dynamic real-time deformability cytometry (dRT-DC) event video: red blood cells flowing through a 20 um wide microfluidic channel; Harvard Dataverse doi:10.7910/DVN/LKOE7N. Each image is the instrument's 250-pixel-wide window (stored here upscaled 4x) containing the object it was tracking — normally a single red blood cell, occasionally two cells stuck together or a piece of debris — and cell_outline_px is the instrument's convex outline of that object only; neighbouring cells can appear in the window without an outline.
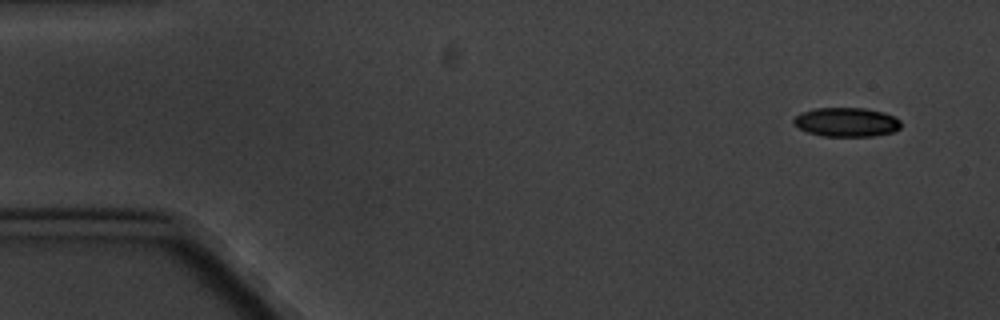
{"species": "common noctule bat (a hibernating species)", "species_latin": "Nyctalus noctula", "temperature_condition": "cold", "stored_images_in_passage": 6, "camera_frame_rate_fps": 3000, "um_per_image_px": 0.085, "animal": {"sex": "male", "body_mass_g": 20.1, "forearm_length_mm": 53.5}, "frame": {"image": 1, "passage_image": 1, "time_ms": 0.0, "image_size_px": [1000, 320], "cell_outline_px": [[900, 128], [892, 132], [872, 136], [824, 136], [808, 132], [800, 128], [792, 120], [800, 112], [816, 108], [864, 108], [884, 112], [900, 120]], "centroid_in_image_um": [71.95, 10.37], "position_along_channel_um": 13.1, "area_um2": 18.03}}
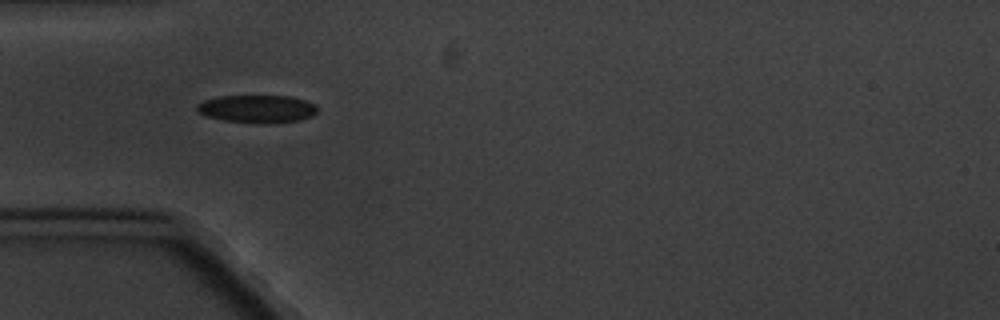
{"frame": {"image": 2, "passage_image": 5, "time_ms": 4.667, "image_size_px": [1000, 320], "cell_outline_px": [[316, 112], [312, 116], [300, 120], [268, 124], [264, 124], [224, 120], [208, 116], [196, 112], [196, 104], [204, 100], [220, 96], [288, 96], [304, 100], [316, 104]], "centroid_in_image_um": [21.85, 9.26], "position_along_channel_um": 63.2, "area_um2": 19.54}}